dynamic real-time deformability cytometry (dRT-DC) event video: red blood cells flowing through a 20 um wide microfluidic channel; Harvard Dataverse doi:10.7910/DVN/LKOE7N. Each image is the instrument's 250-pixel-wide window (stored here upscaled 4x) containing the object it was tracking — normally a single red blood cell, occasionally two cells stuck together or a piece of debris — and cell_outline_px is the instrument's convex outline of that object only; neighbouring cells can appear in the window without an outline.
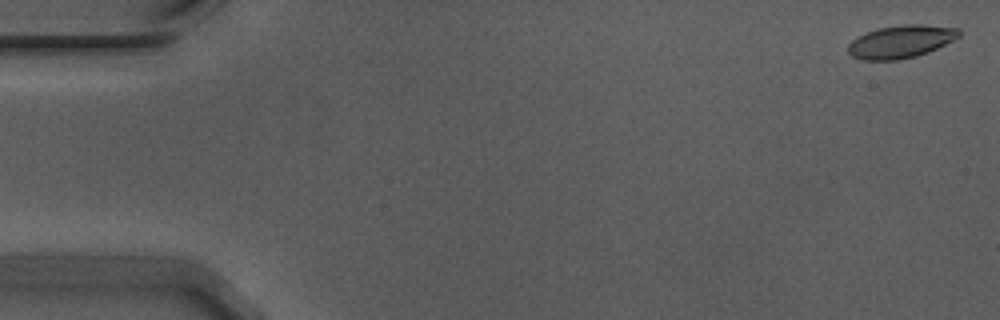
{"species": "Egyptian fruit bat (a non-hibernating species)", "species_latin": "Rousettus aegyptiacus", "temperature_condition": "warm", "stored_images_in_passage": 56, "camera_frame_rate_fps": 3000, "um_per_image_px": 0.085, "animal": {"sex": "male"}, "frame": {"image": 1, "passage_image": 2, "time_ms": 0.333, "image_size_px": [1000, 320], "cell_outline_px": [[960, 36], [928, 52], [916, 56], [896, 60], [864, 60], [852, 56], [848, 52], [848, 44], [856, 36], [876, 28], [900, 24], [924, 24], [960, 28]], "centroid_in_image_um": [76.55, 3.52], "position_along_channel_um": 8.5, "area_um2": 21.33}}
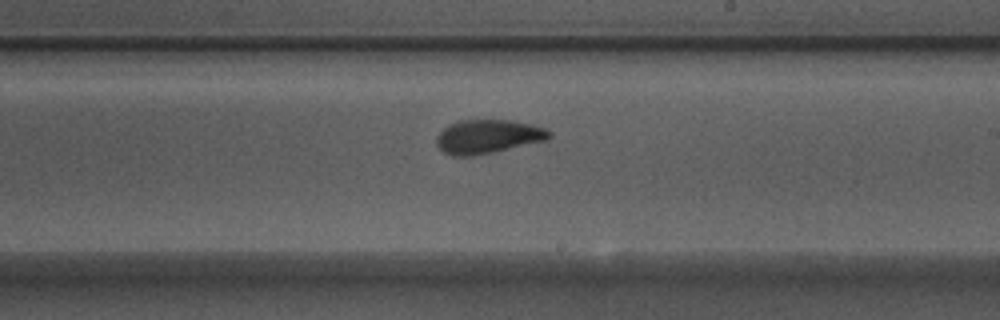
{"frame": {"image": 2, "passage_image": 33, "time_ms": 10.667, "image_size_px": [1000, 320], "cell_outline_px": [[552, 136], [548, 140], [492, 152], [472, 156], [452, 156], [444, 152], [436, 144], [436, 136], [448, 124], [460, 120], [512, 120], [532, 124], [544, 128], [552, 132]], "centroid_in_image_um": [41.48, 11.6], "position_along_channel_um": 247.5, "area_um2": 22.31}}
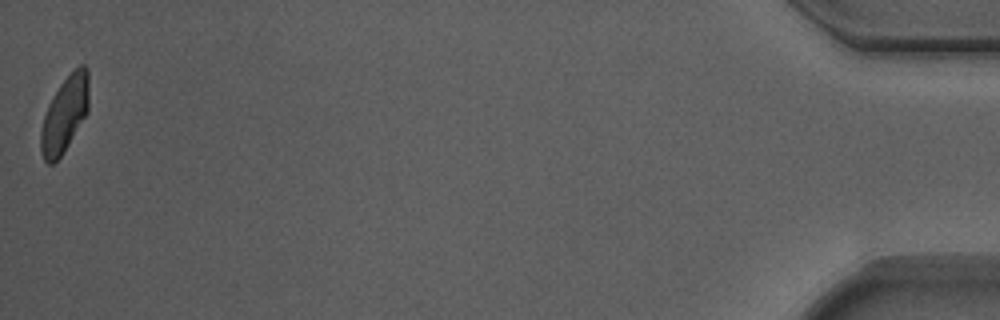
{"frame": {"image": 3, "passage_image": 56, "time_ms": 18.333, "image_size_px": [1000, 320], "cell_outline_px": [[88, 112], [64, 152], [52, 164], [48, 164], [44, 160], [40, 148], [40, 132], [44, 116], [48, 104], [60, 84], [80, 64], [84, 64], [88, 68]], "centroid_in_image_um": [5.5, 9.72], "position_along_channel_um": 429.7, "area_um2": 21.1}, "authors_computed_cell_mechanics": {"area_um2": 21.675, "velocity_mm_per_s": 3.7028, "shape_relaxation_time_tau1_ms": 4.6694, "shape_relaxation_time_tau2_ms": 1.1569, "deformation_change_tau1": 0.1605, "deformation_change_tau2": 0.0754}}